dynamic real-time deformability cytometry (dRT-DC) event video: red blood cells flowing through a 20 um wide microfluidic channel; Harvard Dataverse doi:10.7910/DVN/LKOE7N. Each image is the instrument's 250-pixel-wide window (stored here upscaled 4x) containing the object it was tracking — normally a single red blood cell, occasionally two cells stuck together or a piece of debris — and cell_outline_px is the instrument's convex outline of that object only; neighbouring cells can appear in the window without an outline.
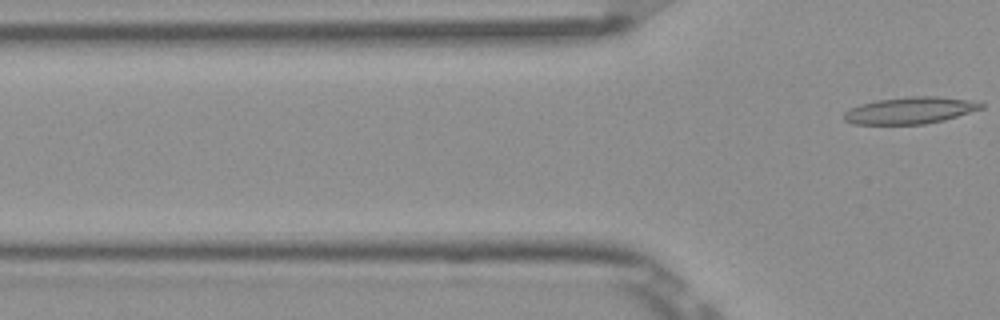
{"species": "Egyptian fruit bat (a non-hibernating species)", "species_latin": "Rousettus aegyptiacus", "temperature_condition": "room temperature", "stored_images_in_passage": 7, "camera_frame_rate_fps": 3000, "um_per_image_px": 0.085, "frame": {"image": 1, "passage_image": 7, "time_ms": 2.0, "image_size_px": [1000, 320], "cell_outline_px": [[984, 108], [944, 120], [924, 124], [852, 124], [844, 120], [844, 112], [860, 104], [876, 100], [908, 96], [936, 96], [972, 100], [984, 104]], "centroid_in_image_um": [77.37, 9.38], "position_along_channel_um": 48.4, "area_um2": 21.44}}